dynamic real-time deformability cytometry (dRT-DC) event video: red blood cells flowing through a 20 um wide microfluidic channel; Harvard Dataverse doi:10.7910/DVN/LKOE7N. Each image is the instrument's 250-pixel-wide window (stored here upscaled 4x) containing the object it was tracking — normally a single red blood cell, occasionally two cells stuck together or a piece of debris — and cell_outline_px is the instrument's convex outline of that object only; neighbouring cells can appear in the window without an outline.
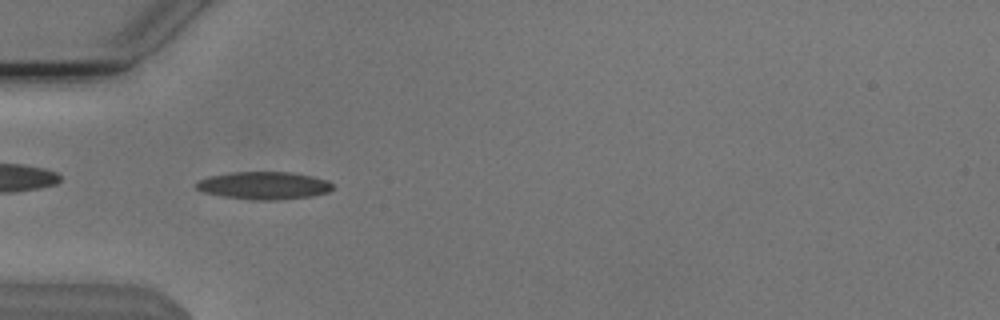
{"species": "Egyptian fruit bat (a non-hibernating species)", "species_latin": "Rousettus aegyptiacus", "temperature_condition": "cold", "stored_images_in_passage": 54, "camera_frame_rate_fps": 3000, "um_per_image_px": 0.085, "animal": {"sex": "male"}, "frame": {"image": 1, "passage_image": 17, "time_ms": 5.333, "image_size_px": [1000, 320], "cell_outline_px": [[332, 188], [328, 192], [312, 196], [276, 200], [252, 200], [224, 196], [204, 192], [196, 188], [196, 180], [208, 176], [232, 172], [288, 172], [312, 176], [328, 180], [332, 184]], "centroid_in_image_um": [22.41, 15.76], "position_along_channel_um": 62.6, "area_um2": 21.96}}
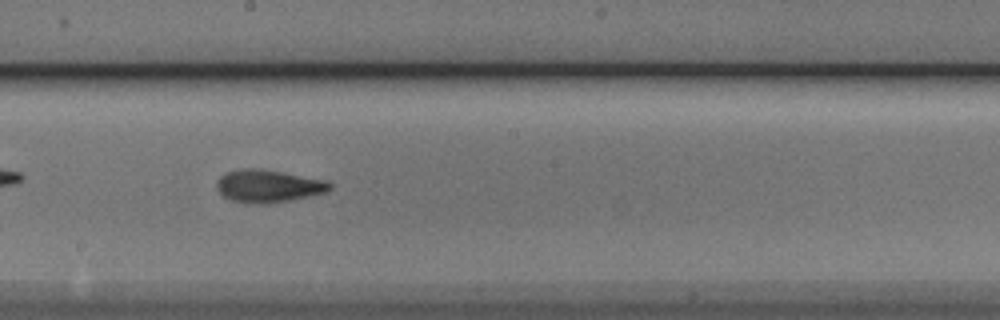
{"frame": {"image": 2, "passage_image": 30, "time_ms": 9.667, "image_size_px": [1000, 320], "cell_outline_px": [[332, 188], [328, 192], [288, 200], [264, 204], [260, 204], [232, 200], [224, 196], [216, 188], [216, 180], [224, 172], [240, 168], [260, 168], [328, 180], [332, 184]], "centroid_in_image_um": [22.8, 15.79], "position_along_channel_um": 225.4, "area_um2": 21.62}}
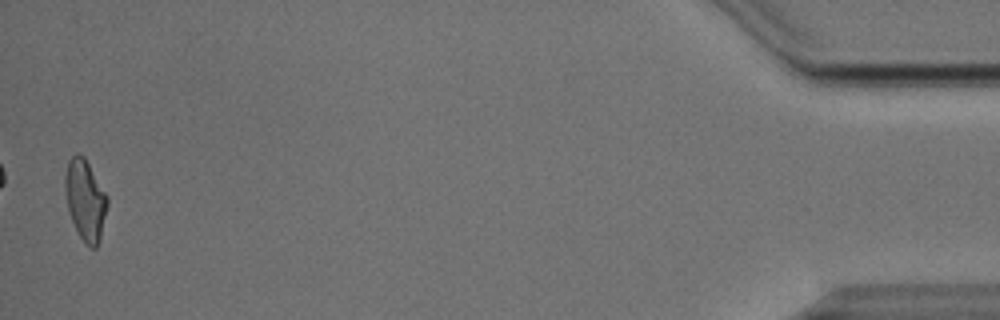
{"frame": {"image": 3, "passage_image": 53, "time_ms": 17.333, "image_size_px": [1000, 320], "cell_outline_px": [[108, 204], [100, 240], [96, 248], [92, 248], [84, 244], [72, 220], [68, 208], [64, 188], [64, 176], [68, 160], [76, 152], [84, 156], [108, 196]], "centroid_in_image_um": [7.25, 16.98], "position_along_channel_um": 427.9, "area_um2": 20.0}, "authors_computed_cell_mechanics": {"area_um2": 19.8832, "velocity_mm_per_s": 3.8085, "shape_relaxation_time_tau1_ms": 5.3184, "shape_relaxation_time_tau2_ms": 2.3226, "deformation_change_tau1": 0.1629, "deformation_change_tau2": 0.0897}}